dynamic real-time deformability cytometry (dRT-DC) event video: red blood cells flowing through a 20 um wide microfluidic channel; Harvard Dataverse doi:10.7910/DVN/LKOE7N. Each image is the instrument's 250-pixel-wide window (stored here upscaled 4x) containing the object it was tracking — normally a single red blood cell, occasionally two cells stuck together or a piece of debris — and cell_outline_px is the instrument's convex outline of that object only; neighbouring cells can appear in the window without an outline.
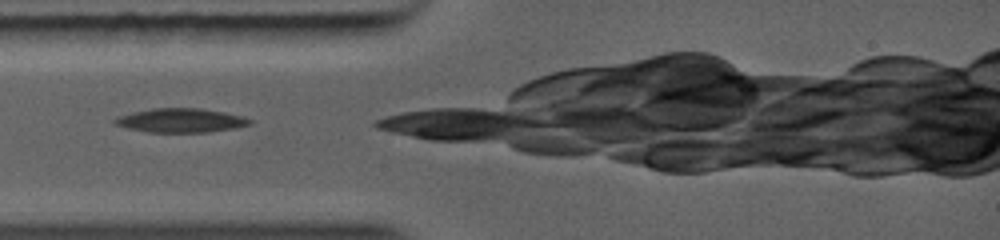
{"species": "common noctule bat (a hibernating species)", "species_latin": "Nyctalus noctula", "temperature_condition": "warm", "stored_images_in_passage": 3, "camera_frame_rate_fps": 5000, "um_per_image_px": 0.085, "animal": {"sex": "female", "body_mass_g": 19.0, "forearm_length_mm": 56.7}, "frame": {"image": 1, "passage_image": 1, "time_ms": 0.0, "image_size_px": [1000, 240], "cell_outline_px": [[252, 124], [236, 128], [208, 132], [148, 132], [128, 128], [112, 124], [112, 120], [116, 116], [132, 112], [152, 108], [200, 108], [224, 112], [244, 116], [252, 120]], "centroid_in_image_um": [15.35, 10.23], "position_along_channel_um": 69.7, "area_um2": 19.13}}
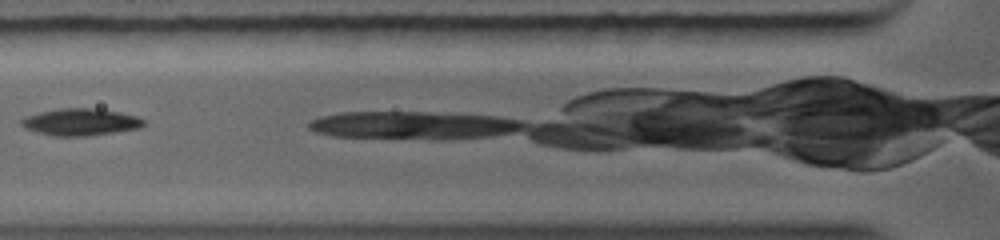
{"frame": {"image": 2, "passage_image": 2, "time_ms": 1.0, "image_size_px": [1000, 240], "cell_outline_px": [[148, 124], [140, 128], [116, 132], [88, 136], [52, 136], [36, 132], [24, 128], [20, 124], [20, 120], [28, 116], [40, 112], [60, 108], [96, 108], [120, 112], [136, 116], [144, 120]], "centroid_in_image_um": [6.87, 10.38], "position_along_channel_um": 118.9, "area_um2": 19.42}}
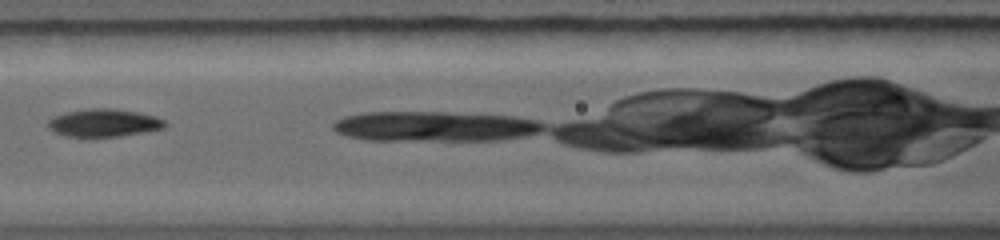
{"frame": {"image": 3, "passage_image": 3, "time_ms": 1.8, "image_size_px": [1000, 240], "cell_outline_px": [[168, 124], [164, 128], [148, 132], [120, 136], [88, 140], [84, 140], [64, 136], [48, 128], [48, 120], [56, 116], [68, 112], [88, 108], [112, 108], [136, 112], [156, 116], [164, 120]], "centroid_in_image_um": [8.83, 10.5], "position_along_channel_um": 157.8, "area_um2": 19.71}}